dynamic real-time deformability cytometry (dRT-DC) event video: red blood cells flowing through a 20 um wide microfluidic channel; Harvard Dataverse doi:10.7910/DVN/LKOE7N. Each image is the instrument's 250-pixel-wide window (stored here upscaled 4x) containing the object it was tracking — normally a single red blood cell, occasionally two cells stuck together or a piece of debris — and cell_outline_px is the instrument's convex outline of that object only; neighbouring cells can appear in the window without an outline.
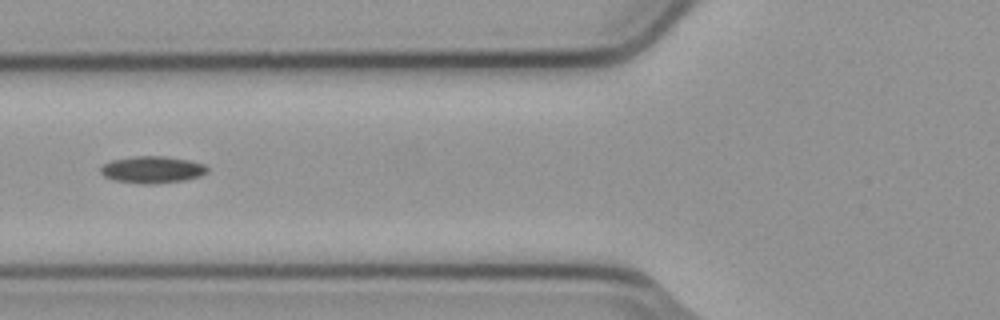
{"species": "common noctule bat (a hibernating species)", "species_latin": "Nyctalus noctula", "temperature_condition": "cold", "stored_images_in_passage": 2, "camera_frame_rate_fps": 3000, "um_per_image_px": 0.085, "animal": {"sex": "male", "body_mass_g": 23.1, "forearm_length_mm": 52.7}, "frame": {"image": 1, "passage_image": 2, "time_ms": 0.333, "image_size_px": [1000, 320], "cell_outline_px": [[208, 172], [200, 176], [184, 180], [156, 184], [144, 184], [116, 180], [104, 176], [100, 172], [100, 168], [104, 164], [112, 160], [136, 156], [164, 156], [188, 160], [204, 164], [208, 168]], "centroid_in_image_um": [12.96, 14.42], "position_along_channel_um": 112.8, "area_um2": 16.65}}